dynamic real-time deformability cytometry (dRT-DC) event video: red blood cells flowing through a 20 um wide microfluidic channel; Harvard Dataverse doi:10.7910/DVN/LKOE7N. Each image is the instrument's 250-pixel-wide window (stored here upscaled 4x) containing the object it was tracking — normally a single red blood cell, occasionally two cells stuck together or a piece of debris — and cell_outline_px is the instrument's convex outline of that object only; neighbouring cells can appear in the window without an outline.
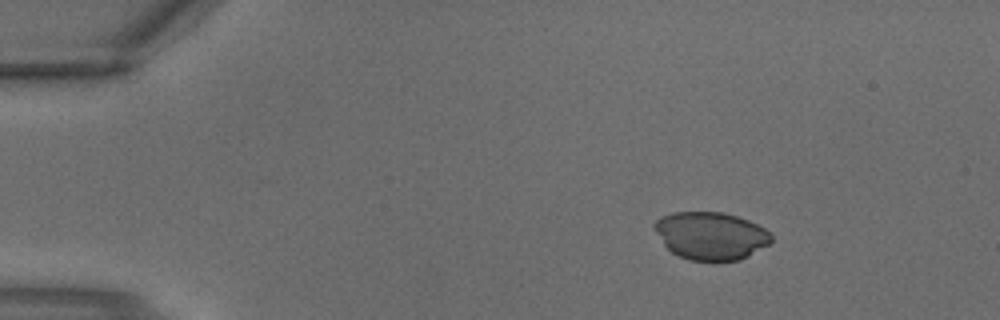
{"species": "common noctule bat (a hibernating species)", "species_latin": "Nyctalus noctula", "temperature_condition": "warm", "stored_images_in_passage": 6, "camera_frame_rate_fps": 3000, "um_per_image_px": 0.085, "animal": {"sex": "male", "body_mass_g": 18.8}, "frame": {"image": 1, "passage_image": 1, "time_ms": 0.0, "image_size_px": [1000, 320], "cell_outline_px": [[772, 240], [768, 244], [748, 256], [740, 260], [692, 260], [680, 256], [672, 252], [664, 244], [652, 228], [652, 224], [660, 216], [672, 212], [724, 212], [748, 220], [764, 228], [772, 236]], "centroid_in_image_um": [60.38, 20.02], "position_along_channel_um": 24.6, "area_um2": 32.37}}
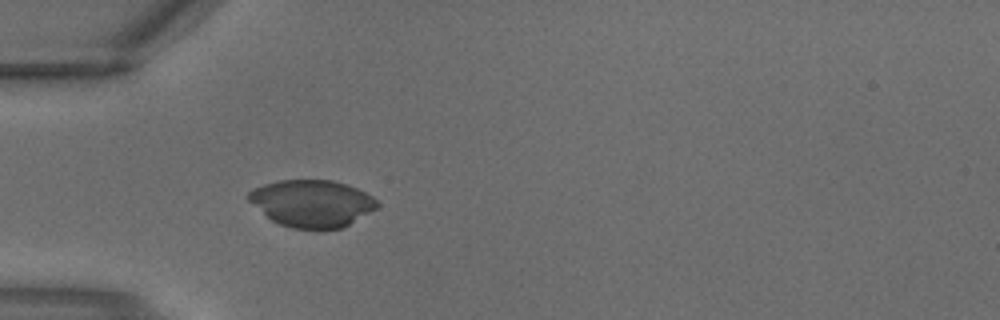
{"frame": {"image": 2, "passage_image": 6, "time_ms": 1.667, "image_size_px": [1000, 320], "cell_outline_px": [[380, 204], [376, 208], [344, 228], [292, 228], [280, 224], [272, 220], [248, 200], [244, 196], [248, 192], [264, 184], [280, 180], [332, 180], [348, 184], [372, 196]], "centroid_in_image_um": [26.52, 17.27], "position_along_channel_um": 58.5, "area_um2": 35.03}}